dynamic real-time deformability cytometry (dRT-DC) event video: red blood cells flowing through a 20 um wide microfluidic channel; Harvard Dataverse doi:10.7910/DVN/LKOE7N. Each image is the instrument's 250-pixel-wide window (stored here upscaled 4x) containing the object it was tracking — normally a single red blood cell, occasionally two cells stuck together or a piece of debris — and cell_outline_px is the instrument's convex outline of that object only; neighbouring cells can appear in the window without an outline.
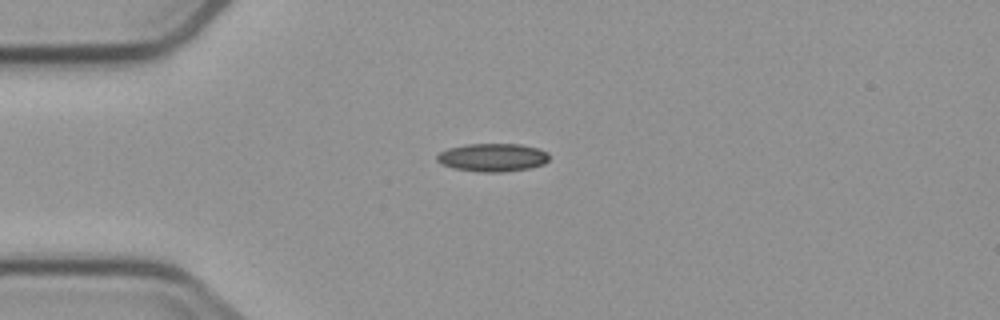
{"species": "common noctule bat (a hibernating species)", "species_latin": "Nyctalus noctula", "temperature_condition": "cold", "stored_images_in_passage": 4, "camera_frame_rate_fps": 3000, "um_per_image_px": 0.085, "animal": {"sex": "male", "body_mass_g": 23.1, "forearm_length_mm": 52.7}, "frame": {"image": 1, "passage_image": 1, "time_ms": 0.0, "image_size_px": [1000, 320], "cell_outline_px": [[548, 160], [544, 164], [532, 168], [504, 172], [480, 172], [452, 168], [440, 164], [436, 160], [436, 156], [440, 152], [448, 148], [464, 144], [520, 144], [540, 148], [548, 152]], "centroid_in_image_um": [41.87, 13.38], "position_along_channel_um": 43.1, "area_um2": 18.73}}
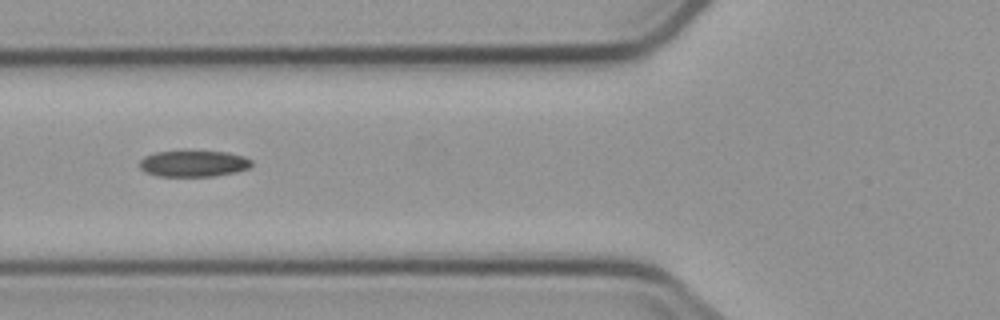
{"frame": {"image": 2, "passage_image": 3, "time_ms": 2.333, "image_size_px": [1000, 320], "cell_outline_px": [[252, 164], [248, 168], [232, 172], [212, 176], [156, 176], [144, 172], [140, 168], [140, 160], [144, 156], [156, 152], [184, 148], [228, 152], [244, 156], [252, 160]], "centroid_in_image_um": [16.4, 13.85], "position_along_channel_um": 109.4, "area_um2": 17.92}}
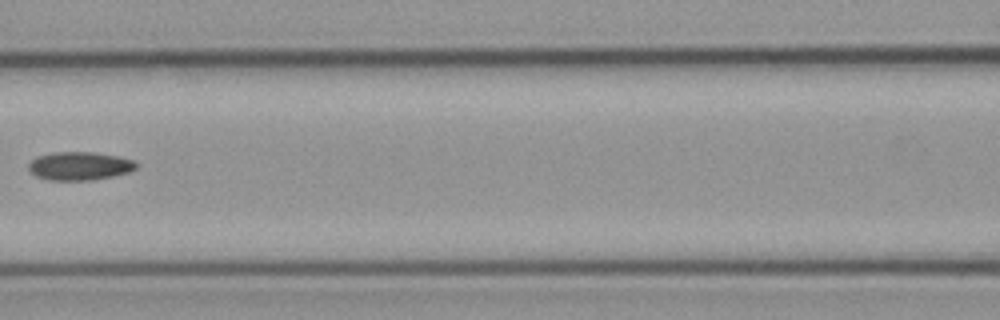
{"frame": {"image": 3, "passage_image": 4, "time_ms": 3.667, "image_size_px": [1000, 320], "cell_outline_px": [[136, 168], [128, 172], [112, 176], [92, 180], [48, 180], [36, 176], [28, 168], [28, 164], [36, 156], [56, 152], [92, 152], [116, 156], [132, 160], [136, 164]], "centroid_in_image_um": [6.72, 14.11], "position_along_channel_um": 159.9, "area_um2": 17.57}}